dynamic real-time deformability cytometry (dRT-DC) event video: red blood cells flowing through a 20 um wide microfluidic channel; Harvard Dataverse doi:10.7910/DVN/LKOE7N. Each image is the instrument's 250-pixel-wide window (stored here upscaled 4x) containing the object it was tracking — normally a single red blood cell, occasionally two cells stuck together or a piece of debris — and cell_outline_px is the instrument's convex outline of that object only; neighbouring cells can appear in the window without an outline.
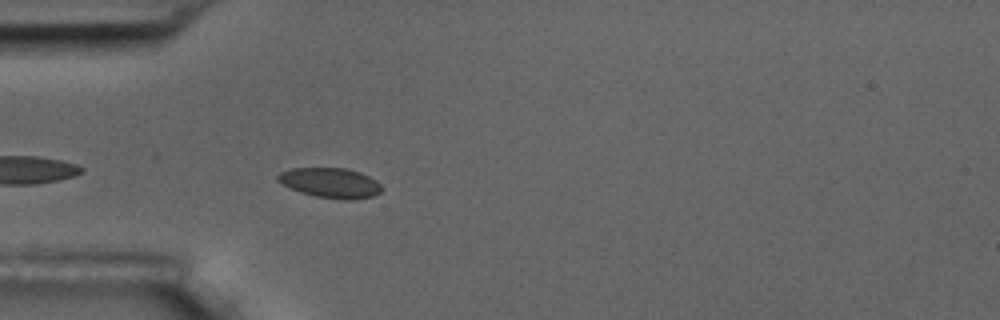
{"species": "common noctule bat (a hibernating species)", "species_latin": "Nyctalus noctula", "temperature_condition": "room temperature", "stored_images_in_passage": 5, "camera_frame_rate_fps": 3000, "um_per_image_px": 0.085, "animal": {"sex": "male", "body_mass_g": 17.5, "forearm_length_mm": 52.3}, "frame": {"image": 1, "passage_image": 5, "time_ms": 5.667, "image_size_px": [1000, 320], "cell_outline_px": [[380, 192], [372, 196], [352, 200], [344, 200], [316, 196], [300, 192], [280, 184], [276, 180], [276, 176], [280, 172], [292, 168], [344, 168], [360, 172], [376, 180], [380, 184]], "centroid_in_image_um": [28.04, 15.54], "position_along_channel_um": 57.0, "area_um2": 18.15}}